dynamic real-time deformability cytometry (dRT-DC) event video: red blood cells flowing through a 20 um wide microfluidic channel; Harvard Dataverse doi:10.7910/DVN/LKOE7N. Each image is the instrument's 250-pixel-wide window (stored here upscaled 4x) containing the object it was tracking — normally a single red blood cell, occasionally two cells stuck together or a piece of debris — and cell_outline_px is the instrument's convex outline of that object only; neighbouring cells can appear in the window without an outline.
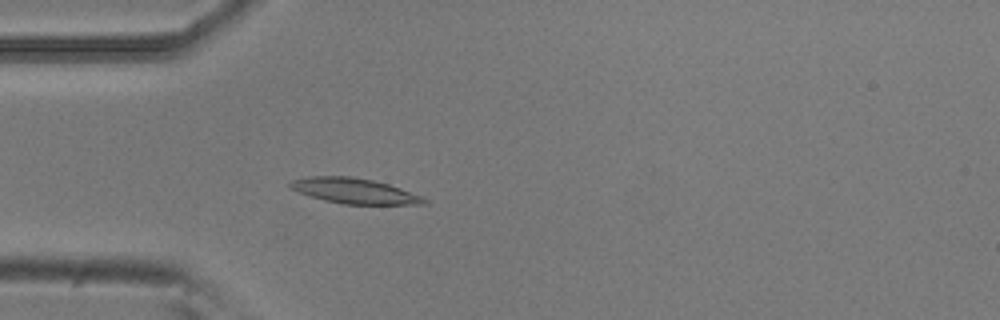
{"species": "common noctule bat (a hibernating species)", "species_latin": "Nyctalus noctula", "temperature_condition": "room temperature", "stored_images_in_passage": 5, "camera_frame_rate_fps": 3000, "um_per_image_px": 0.085, "animal": {"sex": "male", "body_mass_g": 20.5, "forearm_length_mm": 52.5}, "frame": {"image": 1, "passage_image": 5, "time_ms": 1.333, "image_size_px": [1000, 320], "cell_outline_px": [[428, 204], [344, 204], [324, 200], [308, 196], [288, 188], [288, 184], [292, 180], [308, 176], [348, 176], [372, 180], [388, 184], [400, 188], [420, 196], [428, 200]], "centroid_in_image_um": [30.06, 16.22], "position_along_channel_um": 54.9, "area_um2": 19.71}}